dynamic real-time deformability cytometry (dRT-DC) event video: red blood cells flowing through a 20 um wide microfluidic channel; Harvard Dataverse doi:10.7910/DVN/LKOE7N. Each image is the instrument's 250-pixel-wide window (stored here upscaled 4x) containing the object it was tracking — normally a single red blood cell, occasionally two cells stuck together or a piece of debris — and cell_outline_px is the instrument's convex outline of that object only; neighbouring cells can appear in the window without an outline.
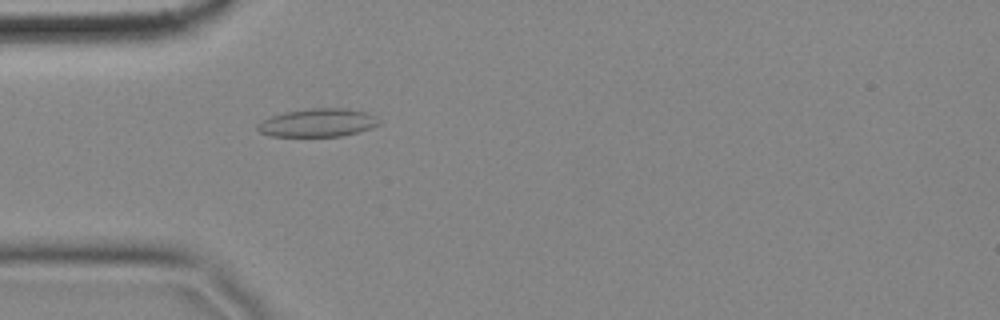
{"species": "common noctule bat (a hibernating species)", "species_latin": "Nyctalus noctula", "temperature_condition": "cold", "stored_images_in_passage": 57, "camera_frame_rate_fps": 3000, "um_per_image_px": 0.085, "animal": {"sex": "female", "body_mass_g": 18.4}, "frame": {"image": 1, "passage_image": 16, "time_ms": 5.0, "image_size_px": [1000, 320], "cell_outline_px": [[380, 124], [372, 128], [340, 136], [272, 136], [260, 132], [256, 128], [256, 124], [272, 116], [284, 112], [312, 108], [348, 108], [368, 112], [376, 116], [380, 120]], "centroid_in_image_um": [27.05, 10.42], "position_along_channel_um": 58.0, "area_um2": 20.0}}
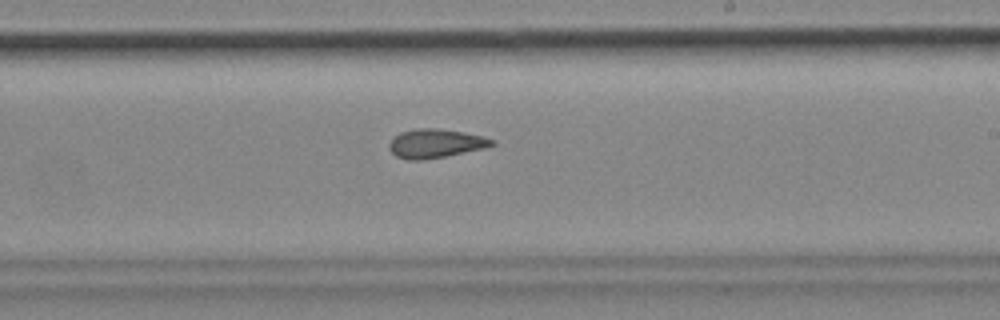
{"frame": {"image": 2, "passage_image": 33, "time_ms": 10.667, "image_size_px": [1000, 320], "cell_outline_px": [[496, 144], [484, 148], [424, 160], [408, 160], [396, 156], [388, 148], [388, 144], [400, 132], [416, 128], [436, 128], [484, 136], [496, 140]], "centroid_in_image_um": [37.02, 12.19], "position_along_channel_um": 252.0, "area_um2": 17.17}}
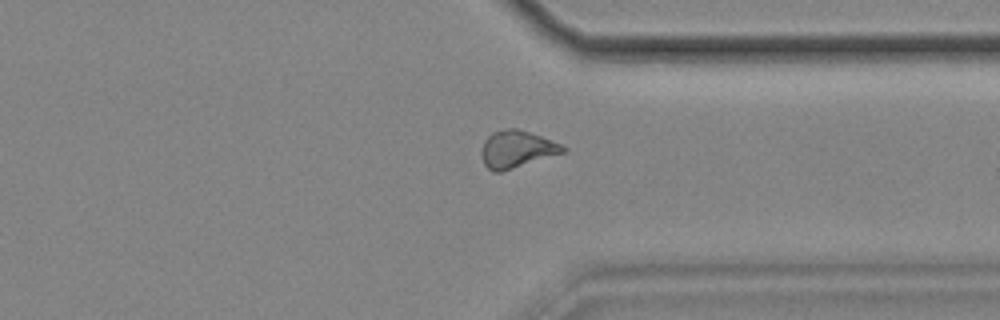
{"frame": {"image": 3, "passage_image": 43, "time_ms": 14.0, "image_size_px": [1000, 320], "cell_outline_px": [[568, 152], [500, 172], [492, 172], [484, 164], [480, 152], [484, 140], [492, 132], [504, 128], [516, 128], [540, 136], [560, 144], [568, 148]], "centroid_in_image_um": [43.92, 12.69], "position_along_channel_um": 367.5, "area_um2": 17.8}, "authors_computed_cell_mechanics": {"area_um2": 17.8024, "velocity_mm_per_s": 3.4817, "shape_relaxation_time_tau1_ms": null, "shape_relaxation_time_tau2_ms": 3.1918, "deformation_change_tau1": null, "deformation_change_tau2": 0.1067}}